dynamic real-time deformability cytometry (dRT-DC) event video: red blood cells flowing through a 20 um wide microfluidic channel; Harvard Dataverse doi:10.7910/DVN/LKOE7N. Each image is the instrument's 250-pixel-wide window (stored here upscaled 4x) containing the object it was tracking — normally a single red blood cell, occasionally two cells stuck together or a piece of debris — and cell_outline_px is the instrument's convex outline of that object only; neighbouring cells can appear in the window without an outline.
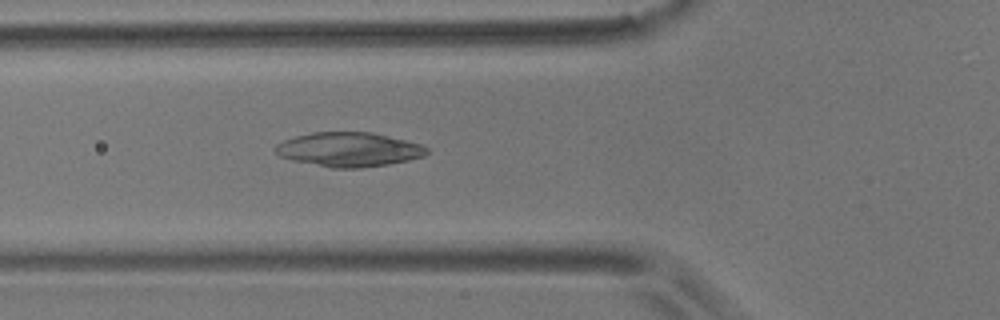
{"species": "common noctule bat (a hibernating species)", "species_latin": "Nyctalus noctula", "temperature_condition": "room temperature", "stored_images_in_passage": 6, "camera_frame_rate_fps": 3000, "um_per_image_px": 0.085, "animal": {"sex": "male", "body_mass_g": 17.9}, "frame": {"image": 1, "passage_image": 6, "time_ms": 1.667, "image_size_px": [1000, 320], "cell_outline_px": [[428, 152], [424, 156], [408, 160], [388, 164], [360, 168], [332, 168], [292, 160], [280, 156], [272, 148], [276, 144], [284, 140], [296, 136], [312, 132], [372, 132], [420, 144], [428, 148]], "centroid_in_image_um": [29.63, 12.71], "position_along_channel_um": 96.2, "area_um2": 30.17}}